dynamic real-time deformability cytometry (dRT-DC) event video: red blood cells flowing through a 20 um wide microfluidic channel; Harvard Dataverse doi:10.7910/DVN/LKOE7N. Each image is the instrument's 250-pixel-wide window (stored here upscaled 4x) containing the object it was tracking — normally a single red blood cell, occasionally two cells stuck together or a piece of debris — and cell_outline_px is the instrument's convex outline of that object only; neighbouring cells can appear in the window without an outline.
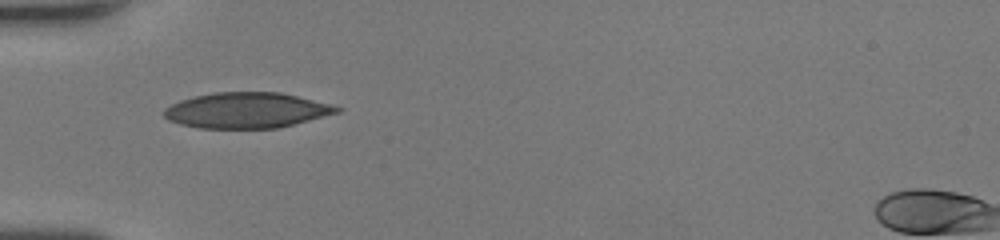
{"species": "human", "species_latin": "Homo sapiens", "temperature_condition": "room temperature", "stored_images_in_passage": 34, "camera_frame_rate_fps": 3000, "um_per_image_px": 0.085, "donor": {"sex": "female"}, "frame": {"image": 1, "passage_image": 1, "time_ms": 0.0, "image_size_px": [1000, 240], "cell_outline_px": [[344, 108], [340, 112], [276, 128], [196, 128], [180, 124], [168, 120], [164, 116], [164, 108], [180, 100], [212, 92], [280, 92], [332, 104]], "centroid_in_image_um": [20.96, 9.37], "position_along_channel_um": 64.0, "area_um2": 35.78}}
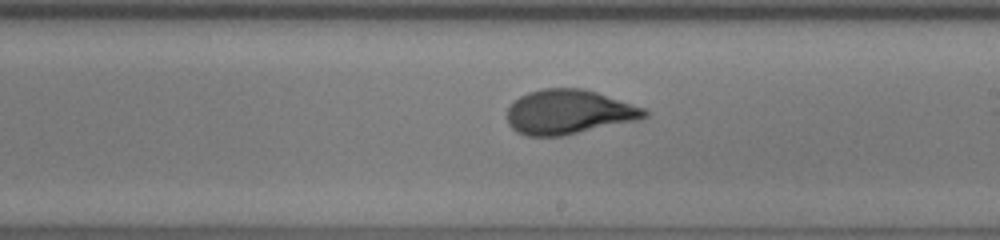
{"frame": {"image": 2, "passage_image": 14, "time_ms": 4.333, "image_size_px": [1000, 240], "cell_outline_px": [[648, 116], [640, 120], [564, 136], [528, 136], [516, 132], [508, 124], [508, 108], [520, 96], [528, 92], [544, 88], [584, 88], [644, 108], [648, 112]], "centroid_in_image_um": [48.36, 9.53], "position_along_channel_um": 240.6, "area_um2": 35.72}}
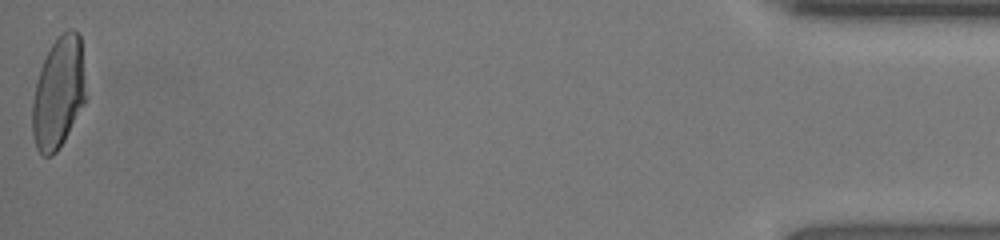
{"frame": {"image": 3, "passage_image": 34, "time_ms": 11.0, "image_size_px": [1000, 240], "cell_outline_px": [[88, 96], [84, 104], [64, 140], [56, 152], [52, 156], [44, 156], [36, 148], [32, 132], [32, 104], [36, 80], [40, 68], [52, 44], [68, 28], [72, 28], [80, 36]], "centroid_in_image_um": [4.99, 7.9], "position_along_channel_um": 430.2, "area_um2": 34.97}, "authors_computed_cell_mechanics": {"area_um2": 35.4603, "velocity_mm_per_s": 4.1963, "shape_relaxation_time_tau1_ms": 6.3707, "shape_relaxation_time_tau2_ms": null, "deformation_change_tau1": 0.2386, "deformation_change_tau2": null}}